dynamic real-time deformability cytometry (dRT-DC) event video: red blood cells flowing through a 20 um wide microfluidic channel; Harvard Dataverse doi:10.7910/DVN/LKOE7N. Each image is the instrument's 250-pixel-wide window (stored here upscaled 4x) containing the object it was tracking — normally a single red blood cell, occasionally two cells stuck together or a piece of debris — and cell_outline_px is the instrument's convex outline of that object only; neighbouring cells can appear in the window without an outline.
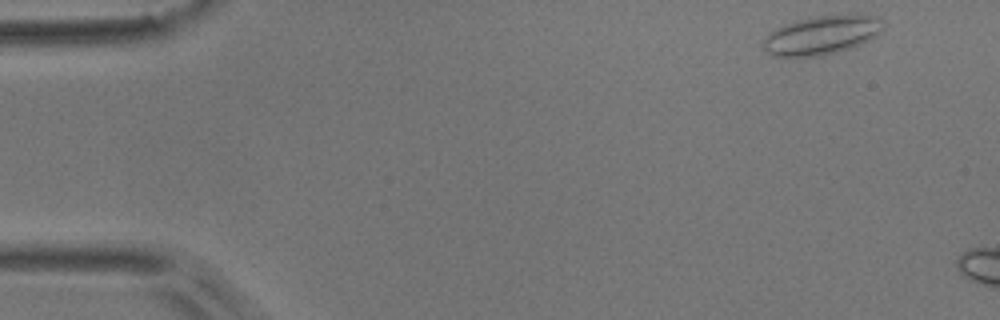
{"species": "common noctule bat (a hibernating species)", "species_latin": "Nyctalus noctula", "temperature_condition": "room temperature", "stored_images_in_passage": 3, "camera_frame_rate_fps": 3000, "um_per_image_px": 0.085, "animal": {"sex": "male", "body_mass_g": 17.9}, "frame": {"image": 1, "passage_image": 1, "time_ms": 0.0, "image_size_px": [1000, 320], "cell_outline_px": [[884, 28], [876, 36], [860, 44], [848, 48], [816, 56], [772, 56], [760, 44], [772, 32], [784, 24], [816, 16], [872, 16], [884, 20]], "centroid_in_image_um": [69.84, 3.0], "position_along_channel_um": 15.2, "area_um2": 26.24}}